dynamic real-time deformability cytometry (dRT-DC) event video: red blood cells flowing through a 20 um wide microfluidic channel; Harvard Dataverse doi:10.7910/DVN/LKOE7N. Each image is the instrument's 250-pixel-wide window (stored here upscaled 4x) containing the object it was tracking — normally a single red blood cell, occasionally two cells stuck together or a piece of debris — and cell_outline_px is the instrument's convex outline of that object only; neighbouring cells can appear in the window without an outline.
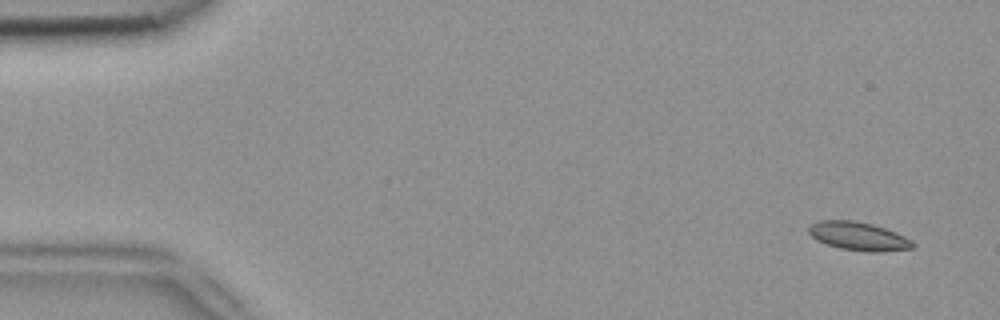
{"species": "common noctule bat (a hibernating species)", "species_latin": "Nyctalus noctula", "temperature_condition": "room temperature", "stored_images_in_passage": 6, "camera_frame_rate_fps": 3000, "um_per_image_px": 0.085, "animal": {"sex": "female", "body_mass_g": 18.4}, "frame": {"image": 1, "passage_image": 1, "time_ms": 0.0, "image_size_px": [1000, 320], "cell_outline_px": [[916, 248], [876, 252], [868, 252], [840, 248], [816, 240], [808, 232], [808, 228], [812, 224], [820, 220], [856, 220], [872, 224], [896, 232], [912, 240], [916, 244]], "centroid_in_image_um": [73.01, 20.08], "position_along_channel_um": 12.0, "area_um2": 17.28}}
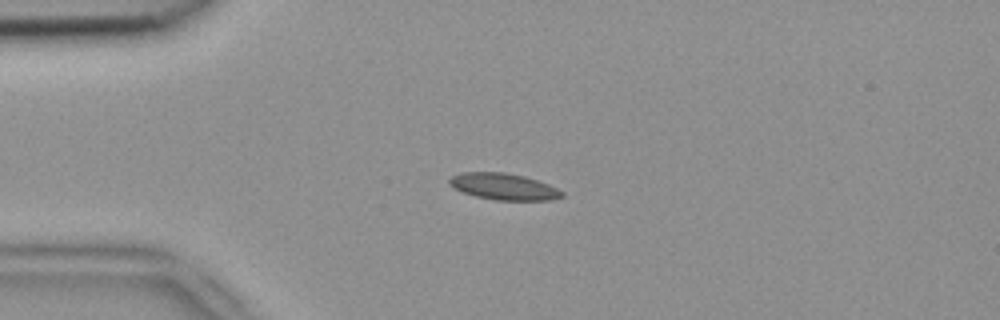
{"frame": {"image": 2, "passage_image": 4, "time_ms": 1.0, "image_size_px": [1000, 320], "cell_outline_px": [[564, 196], [552, 200], [496, 200], [476, 196], [452, 188], [448, 184], [448, 180], [452, 176], [464, 172], [504, 172], [524, 176], [548, 184], [564, 192]], "centroid_in_image_um": [42.8, 15.86], "position_along_channel_um": 42.2, "area_um2": 17.34}}